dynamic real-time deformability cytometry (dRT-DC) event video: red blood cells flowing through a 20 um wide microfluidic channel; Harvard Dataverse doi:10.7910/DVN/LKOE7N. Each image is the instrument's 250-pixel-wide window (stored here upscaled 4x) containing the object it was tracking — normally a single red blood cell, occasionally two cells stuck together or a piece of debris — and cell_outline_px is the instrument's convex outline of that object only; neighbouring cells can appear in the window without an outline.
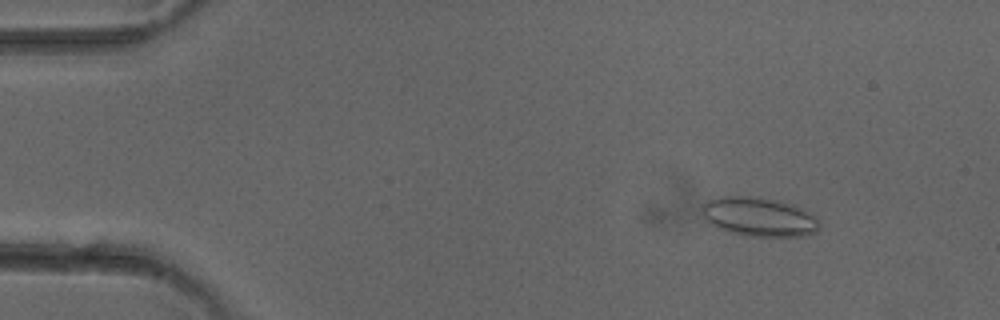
{"species": "common noctule bat (a hibernating species)", "species_latin": "Nyctalus noctula", "temperature_condition": "cold", "stored_images_in_passage": 52, "camera_frame_rate_fps": 3000, "um_per_image_px": 0.085, "animal": {"sex": "female"}, "frame": {"image": 1, "passage_image": 7, "time_ms": 2.0, "image_size_px": [1000, 320], "cell_outline_px": [[820, 228], [816, 232], [808, 236], [748, 236], [728, 232], [712, 224], [704, 216], [704, 204], [708, 200], [724, 196], [760, 196], [780, 200], [792, 204], [816, 216], [820, 220]], "centroid_in_image_um": [64.6, 18.43], "position_along_channel_um": 20.4, "area_um2": 26.82}}
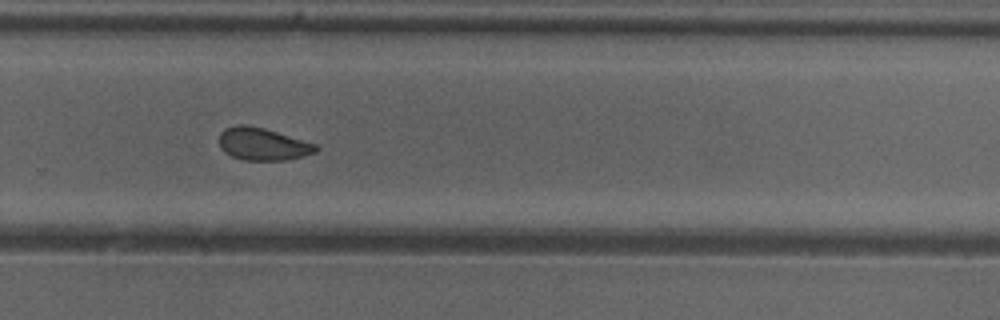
{"frame": {"image": 2, "passage_image": 35, "time_ms": 11.333, "image_size_px": [1000, 320], "cell_outline_px": [[320, 148], [316, 152], [304, 156], [284, 160], [244, 160], [232, 156], [224, 152], [220, 148], [220, 132], [224, 128], [236, 124], [244, 124], [264, 128], [316, 144]], "centroid_in_image_um": [22.32, 12.24], "position_along_channel_um": 307.5, "area_um2": 18.32}}
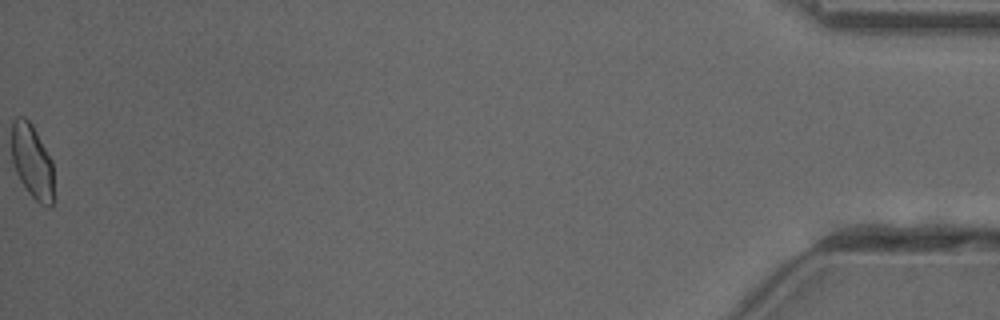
{"frame": {"image": 3, "passage_image": 52, "time_ms": 17.0, "image_size_px": [1000, 320], "cell_outline_px": [[56, 200], [52, 208], [48, 208], [40, 204], [28, 192], [20, 180], [16, 172], [12, 160], [12, 120], [16, 116], [24, 116], [32, 124], [52, 160]], "centroid_in_image_um": [2.78, 13.8], "position_along_channel_um": 432.4, "area_um2": 18.84}, "authors_computed_cell_mechanics": {"area_um2": 18.9584, "velocity_mm_per_s": 4.0418, "shape_relaxation_time_tau1_ms": 8.1099, "shape_relaxation_time_tau2_ms": 1.3159, "deformation_change_tau1": 0.1282, "deformation_change_tau2": 0.0628}}